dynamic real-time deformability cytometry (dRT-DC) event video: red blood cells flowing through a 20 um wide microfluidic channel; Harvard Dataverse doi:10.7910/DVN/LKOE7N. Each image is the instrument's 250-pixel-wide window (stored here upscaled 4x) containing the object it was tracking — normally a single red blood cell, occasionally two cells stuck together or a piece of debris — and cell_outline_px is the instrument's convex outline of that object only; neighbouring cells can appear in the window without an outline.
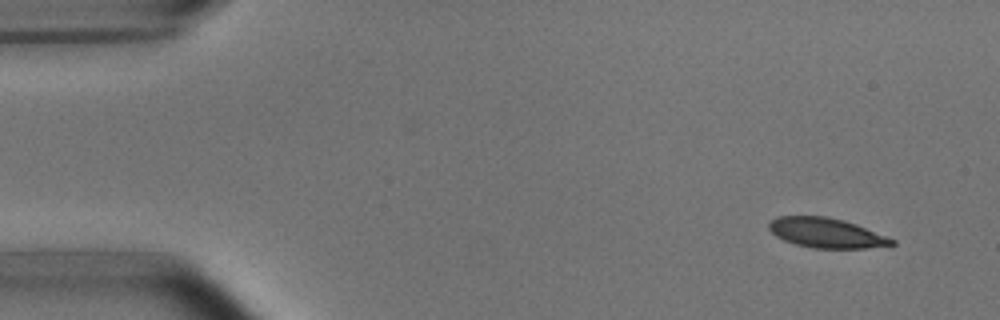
{"species": "common noctule bat (a hibernating species)", "species_latin": "Nyctalus noctula", "temperature_condition": "room temperature", "stored_images_in_passage": 4, "camera_frame_rate_fps": 3000, "um_per_image_px": 0.085, "animal": {"sex": "male", "body_mass_g": 15.6}, "frame": {"image": 1, "passage_image": 1, "time_ms": 0.0, "image_size_px": [1000, 320], "cell_outline_px": [[896, 244], [864, 248], [812, 248], [796, 244], [784, 240], [776, 236], [768, 228], [768, 224], [776, 216], [824, 216], [844, 220], [856, 224], [896, 240]], "centroid_in_image_um": [70.22, 19.79], "position_along_channel_um": 14.8, "area_um2": 21.21}}
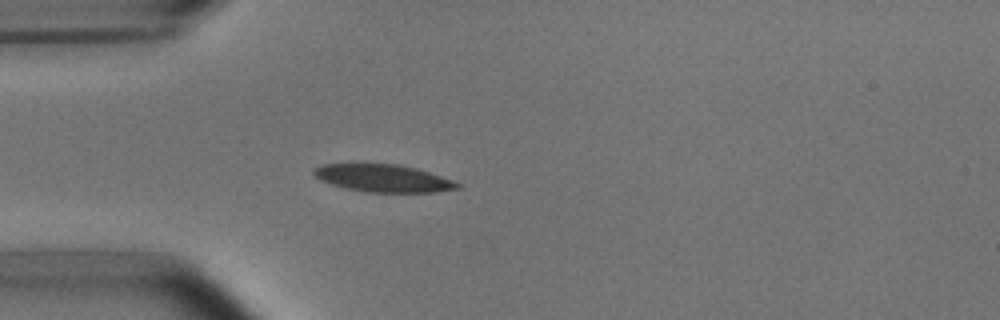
{"frame": {"image": 2, "passage_image": 4, "time_ms": 3.667, "image_size_px": [1000, 320], "cell_outline_px": [[460, 188], [436, 192], [364, 192], [344, 188], [320, 180], [312, 172], [312, 168], [320, 164], [364, 160], [396, 164], [416, 168], [452, 180], [460, 184]], "centroid_in_image_um": [32.44, 15.09], "position_along_channel_um": 52.6, "area_um2": 24.04}}